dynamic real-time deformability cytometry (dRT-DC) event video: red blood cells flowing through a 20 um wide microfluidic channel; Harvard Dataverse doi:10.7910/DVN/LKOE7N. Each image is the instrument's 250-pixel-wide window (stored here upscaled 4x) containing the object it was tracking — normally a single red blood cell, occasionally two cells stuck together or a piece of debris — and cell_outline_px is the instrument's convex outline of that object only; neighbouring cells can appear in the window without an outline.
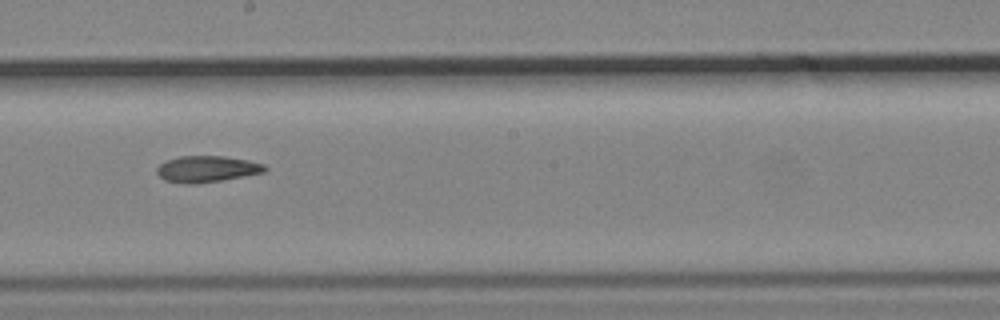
{"species": "common noctule bat (a hibernating species)", "species_latin": "Nyctalus noctula", "temperature_condition": "cold", "stored_images_in_passage": 12, "segment_of_instrument_passage": [2, 2], "camera_frame_rate_fps": 3000, "um_per_image_px": 0.085, "animal": {"sex": "male", "body_mass_g": 19.2, "forearm_length_mm": 51.8}, "frame": {"image": 1, "passage_image": 10, "time_ms": 11.333, "image_size_px": [1000, 320], "cell_outline_px": [[268, 168], [264, 172], [244, 176], [196, 184], [188, 184], [164, 180], [156, 172], [156, 168], [160, 164], [168, 160], [180, 156], [224, 156], [248, 160], [264, 164]], "centroid_in_image_um": [17.58, 14.36], "position_along_channel_um": 230.6, "area_um2": 16.47}}
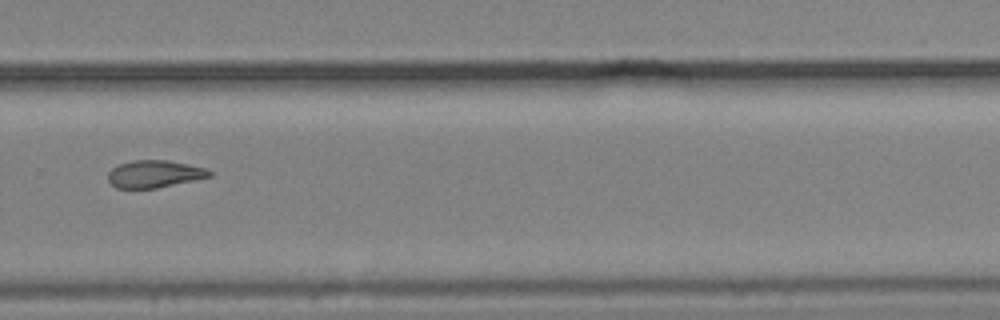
{"frame": {"image": 2, "passage_image": 12, "time_ms": 13.667, "image_size_px": [1000, 320], "cell_outline_px": [[212, 176], [196, 180], [156, 188], [116, 188], [108, 180], [108, 172], [112, 168], [120, 164], [132, 160], [168, 160], [208, 168], [212, 172]], "centroid_in_image_um": [13.16, 14.78], "position_along_channel_um": 316.6, "area_um2": 16.24}}